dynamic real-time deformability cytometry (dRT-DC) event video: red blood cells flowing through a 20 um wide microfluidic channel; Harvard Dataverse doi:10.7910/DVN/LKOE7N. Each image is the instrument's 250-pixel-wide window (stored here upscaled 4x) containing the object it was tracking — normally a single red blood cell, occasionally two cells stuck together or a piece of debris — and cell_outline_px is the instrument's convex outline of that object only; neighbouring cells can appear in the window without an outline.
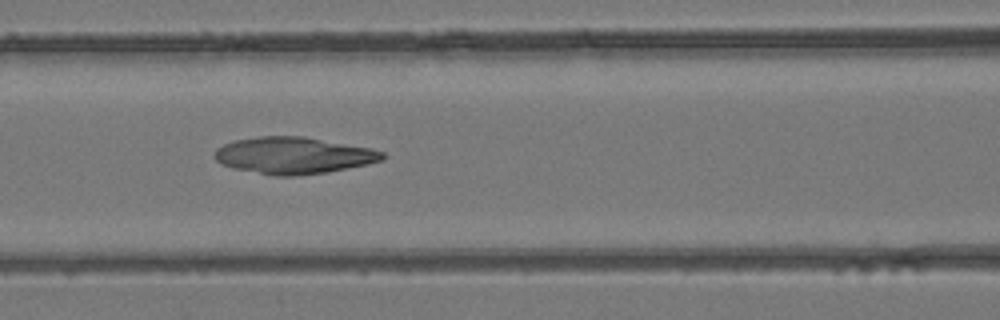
{"species": "common noctule bat (a hibernating species)", "species_latin": "Nyctalus noctula", "temperature_condition": "room temperature", "stored_images_in_passage": 49, "camera_frame_rate_fps": 3000, "um_per_image_px": 0.085, "animal": {"sex": "female", "body_mass_g": 24.6, "forearm_length_mm": 56.2}, "frame": {"image": 1, "passage_image": 22, "time_ms": 7.0, "image_size_px": [1000, 320], "cell_outline_px": [[384, 160], [328, 172], [292, 176], [276, 176], [232, 168], [216, 160], [212, 156], [216, 148], [232, 140], [260, 136], [304, 136], [372, 148], [384, 152]], "centroid_in_image_um": [24.93, 13.2], "position_along_channel_um": 141.7, "area_um2": 36.01}}
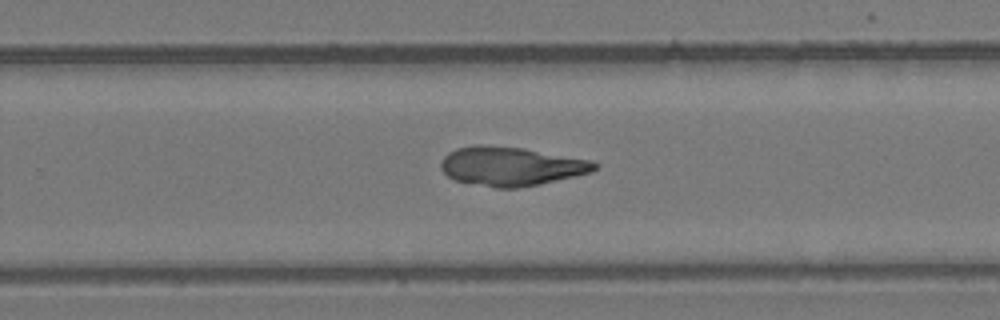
{"frame": {"image": 2, "passage_image": 32, "time_ms": 10.333, "image_size_px": [1000, 320], "cell_outline_px": [[600, 164], [592, 172], [540, 184], [516, 188], [496, 188], [456, 180], [448, 176], [440, 168], [440, 164], [444, 156], [448, 152], [456, 148], [476, 144], [484, 144], [524, 148], [592, 160]], "centroid_in_image_um": [43.44, 14.12], "position_along_channel_um": 286.4, "area_um2": 35.03}}
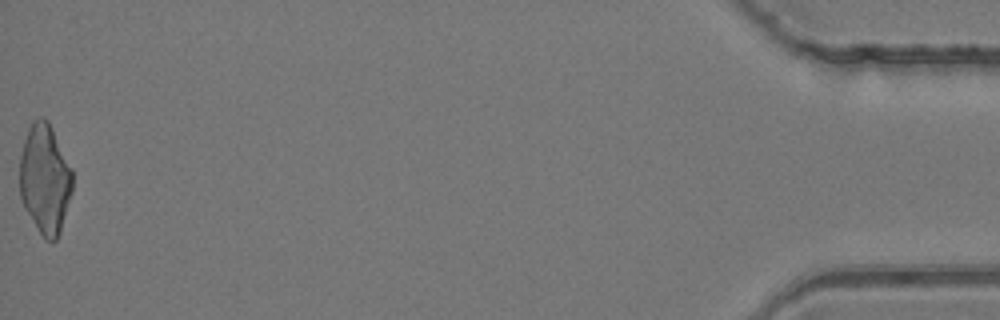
{"frame": {"image": 3, "passage_image": 49, "time_ms": 16.0, "image_size_px": [1000, 320], "cell_outline_px": [[72, 192], [60, 232], [56, 240], [44, 240], [24, 208], [20, 196], [20, 156], [24, 140], [28, 128], [32, 120], [40, 116], [44, 116], [48, 120], [72, 168]], "centroid_in_image_um": [3.81, 15.2], "position_along_channel_um": 431.4, "area_um2": 33.93}}